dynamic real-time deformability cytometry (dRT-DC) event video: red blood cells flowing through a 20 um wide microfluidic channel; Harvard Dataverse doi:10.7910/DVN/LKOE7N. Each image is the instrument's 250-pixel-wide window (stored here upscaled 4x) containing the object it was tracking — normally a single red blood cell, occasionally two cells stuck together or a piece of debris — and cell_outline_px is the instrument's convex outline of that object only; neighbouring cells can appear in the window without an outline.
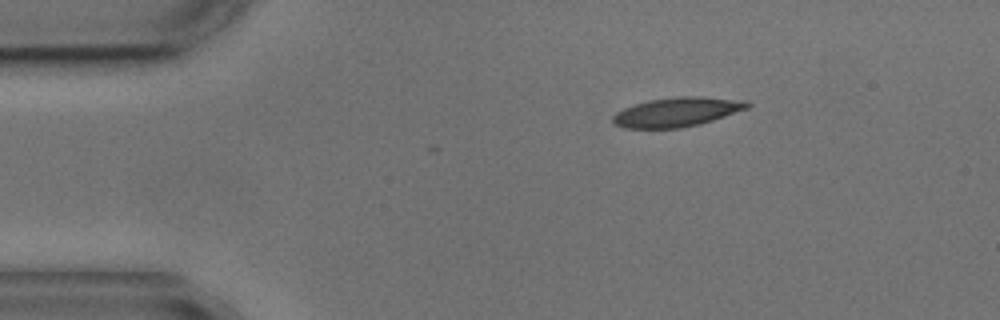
{"species": "common noctule bat (a hibernating species)", "species_latin": "Nyctalus noctula", "temperature_condition": "cold", "stored_images_in_passage": 5, "camera_frame_rate_fps": 3000, "um_per_image_px": 0.085, "animal": {"sex": "male", "body_mass_g": 17.9, "forearm_length_mm": 54.2}, "frame": {"image": 1, "passage_image": 1, "time_ms": 0.0, "image_size_px": [1000, 320], "cell_outline_px": [[752, 104], [748, 108], [700, 124], [680, 128], [624, 128], [616, 124], [612, 120], [612, 116], [616, 112], [624, 108], [648, 100], [676, 96], [700, 96], [748, 100]], "centroid_in_image_um": [57.57, 9.51], "position_along_channel_um": 27.4, "area_um2": 23.0}}
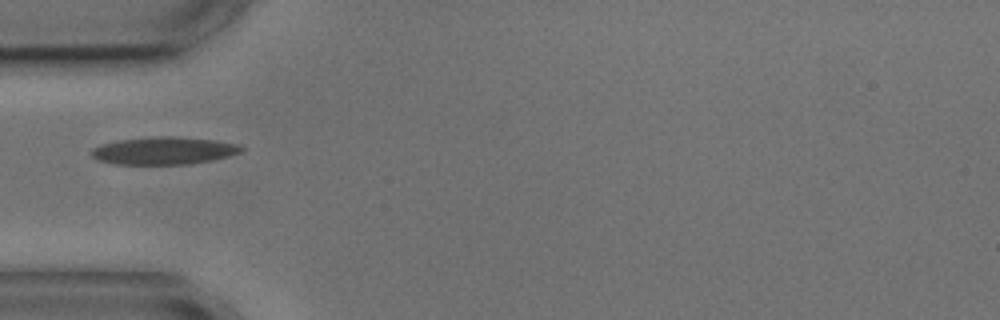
{"frame": {"image": 2, "passage_image": 3, "time_ms": 2.667, "image_size_px": [1000, 320], "cell_outline_px": [[244, 148], [240, 152], [228, 156], [212, 160], [192, 164], [116, 164], [100, 160], [92, 156], [88, 152], [92, 148], [100, 144], [120, 140], [148, 136], [172, 136], [216, 140], [240, 144]], "centroid_in_image_um": [13.92, 12.8], "position_along_channel_um": 71.1, "area_um2": 24.22}}